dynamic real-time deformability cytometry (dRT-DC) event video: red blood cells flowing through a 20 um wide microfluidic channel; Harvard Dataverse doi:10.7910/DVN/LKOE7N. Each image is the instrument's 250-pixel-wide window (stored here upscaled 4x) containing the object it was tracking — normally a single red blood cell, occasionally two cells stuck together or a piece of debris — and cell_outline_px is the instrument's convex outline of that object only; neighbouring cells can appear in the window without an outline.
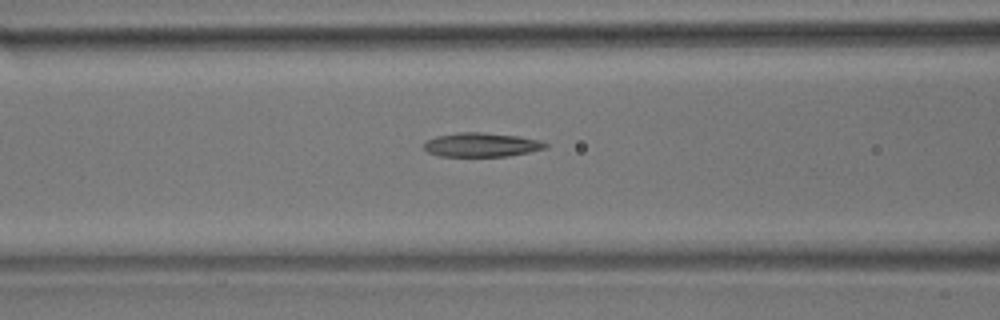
{"species": "common noctule bat (a hibernating species)", "species_latin": "Nyctalus noctula", "temperature_condition": "room temperature", "stored_images_in_passage": 25, "camera_frame_rate_fps": 3000, "um_per_image_px": 0.085, "animal": {"sex": "male", "body_mass_g": 17.9}, "frame": {"image": 1, "passage_image": 21, "time_ms": 6.667, "image_size_px": [1000, 320], "cell_outline_px": [[548, 148], [508, 156], [440, 156], [428, 152], [424, 148], [424, 144], [428, 140], [436, 136], [456, 132], [484, 132], [516, 136], [540, 140], [548, 144]], "centroid_in_image_um": [40.93, 12.3], "position_along_channel_um": 125.7, "area_um2": 16.99}}
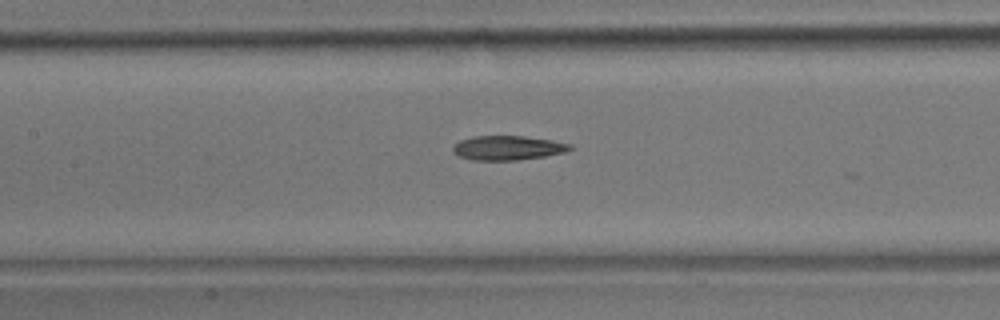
{"frame": {"image": 2, "passage_image": 24, "time_ms": 7.667, "image_size_px": [1000, 320], "cell_outline_px": [[572, 148], [564, 152], [544, 156], [516, 160], [472, 160], [460, 156], [452, 152], [452, 148], [460, 140], [472, 136], [524, 136], [552, 140], [572, 144]], "centroid_in_image_um": [43.14, 12.56], "position_along_channel_um": 164.3, "area_um2": 16.53}}